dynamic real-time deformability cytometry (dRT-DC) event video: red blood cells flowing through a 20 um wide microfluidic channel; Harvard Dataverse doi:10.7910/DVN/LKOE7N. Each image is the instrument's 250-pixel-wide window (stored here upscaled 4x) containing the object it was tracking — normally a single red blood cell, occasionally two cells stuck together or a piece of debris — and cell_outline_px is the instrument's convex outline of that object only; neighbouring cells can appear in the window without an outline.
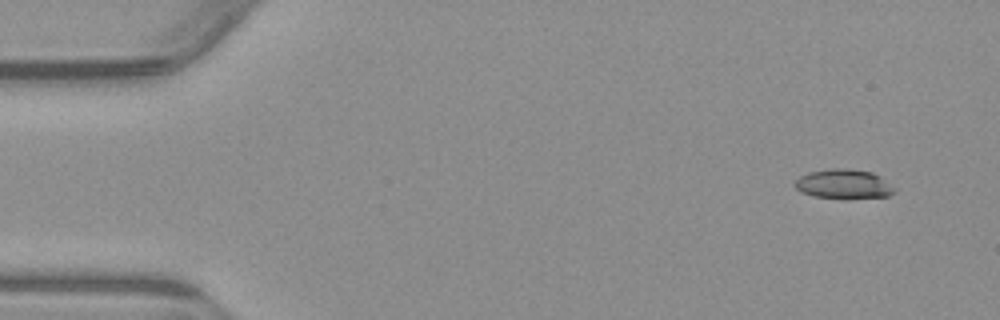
{"species": "common noctule bat (a hibernating species)", "species_latin": "Nyctalus noctula", "temperature_condition": "warm", "stored_images_in_passage": 4, "camera_frame_rate_fps": 3000, "um_per_image_px": 0.085, "animal": {"sex": "male", "body_mass_g": 23.1, "forearm_length_mm": 52.7}, "frame": {"image": 1, "passage_image": 1, "time_ms": 0.0, "image_size_px": [1000, 320], "cell_outline_px": [[896, 192], [888, 196], [848, 200], [844, 200], [812, 196], [800, 192], [792, 184], [800, 176], [808, 172], [828, 168], [848, 168], [872, 172], [880, 176], [896, 188]], "centroid_in_image_um": [71.71, 15.67], "position_along_channel_um": 13.3, "area_um2": 17.8}}
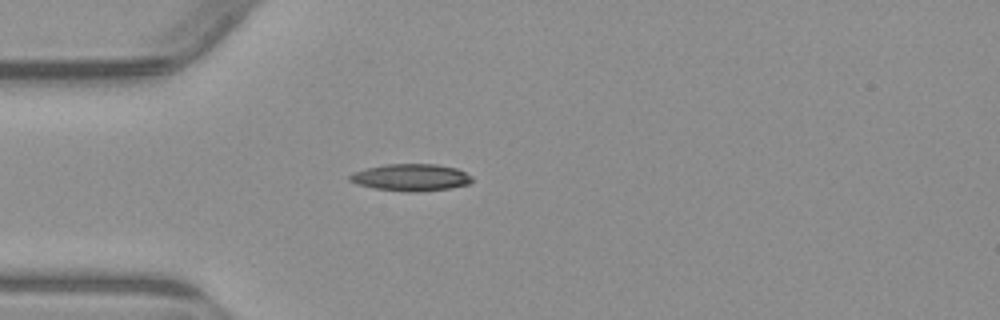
{"frame": {"image": 2, "passage_image": 4, "time_ms": 3.667, "image_size_px": [1000, 320], "cell_outline_px": [[472, 180], [468, 184], [452, 188], [416, 192], [408, 192], [376, 188], [356, 184], [348, 180], [348, 176], [352, 172], [384, 164], [436, 164], [456, 168], [472, 176]], "centroid_in_image_um": [34.91, 15.08], "position_along_channel_um": 50.1, "area_um2": 19.25}}